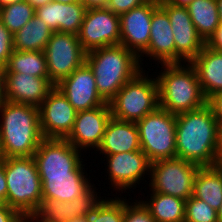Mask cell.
<instances>
[{
    "instance_id": "obj_48",
    "label": "cell",
    "mask_w": 222,
    "mask_h": 222,
    "mask_svg": "<svg viewBox=\"0 0 222 222\" xmlns=\"http://www.w3.org/2000/svg\"><path fill=\"white\" fill-rule=\"evenodd\" d=\"M26 222H46V221H39L33 215H29L26 217Z\"/></svg>"
},
{
    "instance_id": "obj_38",
    "label": "cell",
    "mask_w": 222,
    "mask_h": 222,
    "mask_svg": "<svg viewBox=\"0 0 222 222\" xmlns=\"http://www.w3.org/2000/svg\"><path fill=\"white\" fill-rule=\"evenodd\" d=\"M206 45L211 49L222 52V22L214 34L208 39Z\"/></svg>"
},
{
    "instance_id": "obj_43",
    "label": "cell",
    "mask_w": 222,
    "mask_h": 222,
    "mask_svg": "<svg viewBox=\"0 0 222 222\" xmlns=\"http://www.w3.org/2000/svg\"><path fill=\"white\" fill-rule=\"evenodd\" d=\"M194 0H168L167 2L176 7H187Z\"/></svg>"
},
{
    "instance_id": "obj_34",
    "label": "cell",
    "mask_w": 222,
    "mask_h": 222,
    "mask_svg": "<svg viewBox=\"0 0 222 222\" xmlns=\"http://www.w3.org/2000/svg\"><path fill=\"white\" fill-rule=\"evenodd\" d=\"M13 52V34L0 20V67L5 68Z\"/></svg>"
},
{
    "instance_id": "obj_7",
    "label": "cell",
    "mask_w": 222,
    "mask_h": 222,
    "mask_svg": "<svg viewBox=\"0 0 222 222\" xmlns=\"http://www.w3.org/2000/svg\"><path fill=\"white\" fill-rule=\"evenodd\" d=\"M136 125L141 150L151 163L176 158V115L158 107Z\"/></svg>"
},
{
    "instance_id": "obj_39",
    "label": "cell",
    "mask_w": 222,
    "mask_h": 222,
    "mask_svg": "<svg viewBox=\"0 0 222 222\" xmlns=\"http://www.w3.org/2000/svg\"><path fill=\"white\" fill-rule=\"evenodd\" d=\"M7 198V181L4 172V162L0 161V203L6 204Z\"/></svg>"
},
{
    "instance_id": "obj_49",
    "label": "cell",
    "mask_w": 222,
    "mask_h": 222,
    "mask_svg": "<svg viewBox=\"0 0 222 222\" xmlns=\"http://www.w3.org/2000/svg\"><path fill=\"white\" fill-rule=\"evenodd\" d=\"M53 2H58V3H75V2H80V0H52Z\"/></svg>"
},
{
    "instance_id": "obj_27",
    "label": "cell",
    "mask_w": 222,
    "mask_h": 222,
    "mask_svg": "<svg viewBox=\"0 0 222 222\" xmlns=\"http://www.w3.org/2000/svg\"><path fill=\"white\" fill-rule=\"evenodd\" d=\"M53 34L39 17H34L13 35V50L16 51H44Z\"/></svg>"
},
{
    "instance_id": "obj_2",
    "label": "cell",
    "mask_w": 222,
    "mask_h": 222,
    "mask_svg": "<svg viewBox=\"0 0 222 222\" xmlns=\"http://www.w3.org/2000/svg\"><path fill=\"white\" fill-rule=\"evenodd\" d=\"M43 139L39 107L10 101L0 104V145L3 158L34 156Z\"/></svg>"
},
{
    "instance_id": "obj_44",
    "label": "cell",
    "mask_w": 222,
    "mask_h": 222,
    "mask_svg": "<svg viewBox=\"0 0 222 222\" xmlns=\"http://www.w3.org/2000/svg\"><path fill=\"white\" fill-rule=\"evenodd\" d=\"M25 1H27L33 8L36 9L38 7L45 5V4H48L52 0H25Z\"/></svg>"
},
{
    "instance_id": "obj_5",
    "label": "cell",
    "mask_w": 222,
    "mask_h": 222,
    "mask_svg": "<svg viewBox=\"0 0 222 222\" xmlns=\"http://www.w3.org/2000/svg\"><path fill=\"white\" fill-rule=\"evenodd\" d=\"M7 181L6 204L24 218L32 215L42 201V186L33 156L3 158Z\"/></svg>"
},
{
    "instance_id": "obj_30",
    "label": "cell",
    "mask_w": 222,
    "mask_h": 222,
    "mask_svg": "<svg viewBox=\"0 0 222 222\" xmlns=\"http://www.w3.org/2000/svg\"><path fill=\"white\" fill-rule=\"evenodd\" d=\"M34 15L35 8L25 0L0 8V20L13 35L26 25Z\"/></svg>"
},
{
    "instance_id": "obj_37",
    "label": "cell",
    "mask_w": 222,
    "mask_h": 222,
    "mask_svg": "<svg viewBox=\"0 0 222 222\" xmlns=\"http://www.w3.org/2000/svg\"><path fill=\"white\" fill-rule=\"evenodd\" d=\"M207 103L211 106L219 126H222V91L211 96Z\"/></svg>"
},
{
    "instance_id": "obj_32",
    "label": "cell",
    "mask_w": 222,
    "mask_h": 222,
    "mask_svg": "<svg viewBox=\"0 0 222 222\" xmlns=\"http://www.w3.org/2000/svg\"><path fill=\"white\" fill-rule=\"evenodd\" d=\"M184 222H219L218 213L206 202L191 196L185 202Z\"/></svg>"
},
{
    "instance_id": "obj_23",
    "label": "cell",
    "mask_w": 222,
    "mask_h": 222,
    "mask_svg": "<svg viewBox=\"0 0 222 222\" xmlns=\"http://www.w3.org/2000/svg\"><path fill=\"white\" fill-rule=\"evenodd\" d=\"M42 186V198L59 201H72L85 193L93 184L88 174L39 175ZM90 179V180H89Z\"/></svg>"
},
{
    "instance_id": "obj_42",
    "label": "cell",
    "mask_w": 222,
    "mask_h": 222,
    "mask_svg": "<svg viewBox=\"0 0 222 222\" xmlns=\"http://www.w3.org/2000/svg\"><path fill=\"white\" fill-rule=\"evenodd\" d=\"M6 101L5 98V72L4 69L0 67V104Z\"/></svg>"
},
{
    "instance_id": "obj_47",
    "label": "cell",
    "mask_w": 222,
    "mask_h": 222,
    "mask_svg": "<svg viewBox=\"0 0 222 222\" xmlns=\"http://www.w3.org/2000/svg\"><path fill=\"white\" fill-rule=\"evenodd\" d=\"M67 222H88V216H84V217H79Z\"/></svg>"
},
{
    "instance_id": "obj_36",
    "label": "cell",
    "mask_w": 222,
    "mask_h": 222,
    "mask_svg": "<svg viewBox=\"0 0 222 222\" xmlns=\"http://www.w3.org/2000/svg\"><path fill=\"white\" fill-rule=\"evenodd\" d=\"M24 217L7 204L0 203V222H21Z\"/></svg>"
},
{
    "instance_id": "obj_35",
    "label": "cell",
    "mask_w": 222,
    "mask_h": 222,
    "mask_svg": "<svg viewBox=\"0 0 222 222\" xmlns=\"http://www.w3.org/2000/svg\"><path fill=\"white\" fill-rule=\"evenodd\" d=\"M149 0H109L107 9L112 13L121 15L130 11L133 8L141 6L148 2Z\"/></svg>"
},
{
    "instance_id": "obj_22",
    "label": "cell",
    "mask_w": 222,
    "mask_h": 222,
    "mask_svg": "<svg viewBox=\"0 0 222 222\" xmlns=\"http://www.w3.org/2000/svg\"><path fill=\"white\" fill-rule=\"evenodd\" d=\"M138 150L141 147L136 123L111 117L96 151L100 155H111Z\"/></svg>"
},
{
    "instance_id": "obj_25",
    "label": "cell",
    "mask_w": 222,
    "mask_h": 222,
    "mask_svg": "<svg viewBox=\"0 0 222 222\" xmlns=\"http://www.w3.org/2000/svg\"><path fill=\"white\" fill-rule=\"evenodd\" d=\"M192 196L218 211L222 203V167H200L195 176Z\"/></svg>"
},
{
    "instance_id": "obj_18",
    "label": "cell",
    "mask_w": 222,
    "mask_h": 222,
    "mask_svg": "<svg viewBox=\"0 0 222 222\" xmlns=\"http://www.w3.org/2000/svg\"><path fill=\"white\" fill-rule=\"evenodd\" d=\"M77 111H84L107 103L98 93L91 68L84 63L55 86Z\"/></svg>"
},
{
    "instance_id": "obj_40",
    "label": "cell",
    "mask_w": 222,
    "mask_h": 222,
    "mask_svg": "<svg viewBox=\"0 0 222 222\" xmlns=\"http://www.w3.org/2000/svg\"><path fill=\"white\" fill-rule=\"evenodd\" d=\"M86 9L106 8L109 0H80Z\"/></svg>"
},
{
    "instance_id": "obj_8",
    "label": "cell",
    "mask_w": 222,
    "mask_h": 222,
    "mask_svg": "<svg viewBox=\"0 0 222 222\" xmlns=\"http://www.w3.org/2000/svg\"><path fill=\"white\" fill-rule=\"evenodd\" d=\"M201 166L179 158L151 163L150 191L187 200L193 194L195 176Z\"/></svg>"
},
{
    "instance_id": "obj_11",
    "label": "cell",
    "mask_w": 222,
    "mask_h": 222,
    "mask_svg": "<svg viewBox=\"0 0 222 222\" xmlns=\"http://www.w3.org/2000/svg\"><path fill=\"white\" fill-rule=\"evenodd\" d=\"M102 157L103 161L106 160L102 163L107 164L105 172L108 173L111 189H114L116 194L117 191L119 193L121 191L122 194L123 191L129 193L127 191L136 189L137 185L139 186L140 182L145 180L146 175L150 178L151 162L142 150L102 155Z\"/></svg>"
},
{
    "instance_id": "obj_19",
    "label": "cell",
    "mask_w": 222,
    "mask_h": 222,
    "mask_svg": "<svg viewBox=\"0 0 222 222\" xmlns=\"http://www.w3.org/2000/svg\"><path fill=\"white\" fill-rule=\"evenodd\" d=\"M145 55V56H144ZM157 61L159 64L175 63V43L172 27L167 12L159 5L151 17L150 41L148 48L139 56L143 66L144 58Z\"/></svg>"
},
{
    "instance_id": "obj_52",
    "label": "cell",
    "mask_w": 222,
    "mask_h": 222,
    "mask_svg": "<svg viewBox=\"0 0 222 222\" xmlns=\"http://www.w3.org/2000/svg\"><path fill=\"white\" fill-rule=\"evenodd\" d=\"M154 2H157V3H161V2H164V1H168V0H153Z\"/></svg>"
},
{
    "instance_id": "obj_46",
    "label": "cell",
    "mask_w": 222,
    "mask_h": 222,
    "mask_svg": "<svg viewBox=\"0 0 222 222\" xmlns=\"http://www.w3.org/2000/svg\"><path fill=\"white\" fill-rule=\"evenodd\" d=\"M220 22H222V0H216Z\"/></svg>"
},
{
    "instance_id": "obj_31",
    "label": "cell",
    "mask_w": 222,
    "mask_h": 222,
    "mask_svg": "<svg viewBox=\"0 0 222 222\" xmlns=\"http://www.w3.org/2000/svg\"><path fill=\"white\" fill-rule=\"evenodd\" d=\"M125 197L103 198L88 215V222H123Z\"/></svg>"
},
{
    "instance_id": "obj_4",
    "label": "cell",
    "mask_w": 222,
    "mask_h": 222,
    "mask_svg": "<svg viewBox=\"0 0 222 222\" xmlns=\"http://www.w3.org/2000/svg\"><path fill=\"white\" fill-rule=\"evenodd\" d=\"M85 63L93 72L99 95L107 103L144 69L139 57L121 44L86 52Z\"/></svg>"
},
{
    "instance_id": "obj_51",
    "label": "cell",
    "mask_w": 222,
    "mask_h": 222,
    "mask_svg": "<svg viewBox=\"0 0 222 222\" xmlns=\"http://www.w3.org/2000/svg\"><path fill=\"white\" fill-rule=\"evenodd\" d=\"M3 159V154H2V151H1V145H0V161Z\"/></svg>"
},
{
    "instance_id": "obj_41",
    "label": "cell",
    "mask_w": 222,
    "mask_h": 222,
    "mask_svg": "<svg viewBox=\"0 0 222 222\" xmlns=\"http://www.w3.org/2000/svg\"><path fill=\"white\" fill-rule=\"evenodd\" d=\"M216 165L222 167V126L219 127V138H218Z\"/></svg>"
},
{
    "instance_id": "obj_12",
    "label": "cell",
    "mask_w": 222,
    "mask_h": 222,
    "mask_svg": "<svg viewBox=\"0 0 222 222\" xmlns=\"http://www.w3.org/2000/svg\"><path fill=\"white\" fill-rule=\"evenodd\" d=\"M78 39L86 52L120 44V16L107 8L87 9Z\"/></svg>"
},
{
    "instance_id": "obj_3",
    "label": "cell",
    "mask_w": 222,
    "mask_h": 222,
    "mask_svg": "<svg viewBox=\"0 0 222 222\" xmlns=\"http://www.w3.org/2000/svg\"><path fill=\"white\" fill-rule=\"evenodd\" d=\"M161 66L160 69H163L155 74L160 108L178 115L198 109L207 103L196 69L190 62Z\"/></svg>"
},
{
    "instance_id": "obj_33",
    "label": "cell",
    "mask_w": 222,
    "mask_h": 222,
    "mask_svg": "<svg viewBox=\"0 0 222 222\" xmlns=\"http://www.w3.org/2000/svg\"><path fill=\"white\" fill-rule=\"evenodd\" d=\"M128 200L125 195L123 222H156L141 200L135 199L133 202Z\"/></svg>"
},
{
    "instance_id": "obj_24",
    "label": "cell",
    "mask_w": 222,
    "mask_h": 222,
    "mask_svg": "<svg viewBox=\"0 0 222 222\" xmlns=\"http://www.w3.org/2000/svg\"><path fill=\"white\" fill-rule=\"evenodd\" d=\"M196 69L204 96L208 100L222 91V52L209 48L202 51L190 62Z\"/></svg>"
},
{
    "instance_id": "obj_10",
    "label": "cell",
    "mask_w": 222,
    "mask_h": 222,
    "mask_svg": "<svg viewBox=\"0 0 222 222\" xmlns=\"http://www.w3.org/2000/svg\"><path fill=\"white\" fill-rule=\"evenodd\" d=\"M84 156V152L75 148L66 139L44 138L33 157L39 175H58L88 174L85 170L88 168H85V163L83 164Z\"/></svg>"
},
{
    "instance_id": "obj_1",
    "label": "cell",
    "mask_w": 222,
    "mask_h": 222,
    "mask_svg": "<svg viewBox=\"0 0 222 222\" xmlns=\"http://www.w3.org/2000/svg\"><path fill=\"white\" fill-rule=\"evenodd\" d=\"M219 127L208 103L176 115V157L201 167L215 166Z\"/></svg>"
},
{
    "instance_id": "obj_50",
    "label": "cell",
    "mask_w": 222,
    "mask_h": 222,
    "mask_svg": "<svg viewBox=\"0 0 222 222\" xmlns=\"http://www.w3.org/2000/svg\"><path fill=\"white\" fill-rule=\"evenodd\" d=\"M217 213H218V221L222 222V203H221L220 209L217 211Z\"/></svg>"
},
{
    "instance_id": "obj_28",
    "label": "cell",
    "mask_w": 222,
    "mask_h": 222,
    "mask_svg": "<svg viewBox=\"0 0 222 222\" xmlns=\"http://www.w3.org/2000/svg\"><path fill=\"white\" fill-rule=\"evenodd\" d=\"M187 9L197 33L206 43L221 23L216 0H194Z\"/></svg>"
},
{
    "instance_id": "obj_21",
    "label": "cell",
    "mask_w": 222,
    "mask_h": 222,
    "mask_svg": "<svg viewBox=\"0 0 222 222\" xmlns=\"http://www.w3.org/2000/svg\"><path fill=\"white\" fill-rule=\"evenodd\" d=\"M86 7L81 2H49L35 9L39 17L53 32L78 34L83 22Z\"/></svg>"
},
{
    "instance_id": "obj_45",
    "label": "cell",
    "mask_w": 222,
    "mask_h": 222,
    "mask_svg": "<svg viewBox=\"0 0 222 222\" xmlns=\"http://www.w3.org/2000/svg\"><path fill=\"white\" fill-rule=\"evenodd\" d=\"M24 0H0V8Z\"/></svg>"
},
{
    "instance_id": "obj_29",
    "label": "cell",
    "mask_w": 222,
    "mask_h": 222,
    "mask_svg": "<svg viewBox=\"0 0 222 222\" xmlns=\"http://www.w3.org/2000/svg\"><path fill=\"white\" fill-rule=\"evenodd\" d=\"M4 72L27 73L35 77H48L45 52L13 50Z\"/></svg>"
},
{
    "instance_id": "obj_9",
    "label": "cell",
    "mask_w": 222,
    "mask_h": 222,
    "mask_svg": "<svg viewBox=\"0 0 222 222\" xmlns=\"http://www.w3.org/2000/svg\"><path fill=\"white\" fill-rule=\"evenodd\" d=\"M45 56L50 82L56 86L86 60V51L77 34L53 32L46 47Z\"/></svg>"
},
{
    "instance_id": "obj_16",
    "label": "cell",
    "mask_w": 222,
    "mask_h": 222,
    "mask_svg": "<svg viewBox=\"0 0 222 222\" xmlns=\"http://www.w3.org/2000/svg\"><path fill=\"white\" fill-rule=\"evenodd\" d=\"M93 185L78 198L64 202L53 198H42L37 209L32 214L39 221L67 222L79 217L88 216L104 198L98 195Z\"/></svg>"
},
{
    "instance_id": "obj_26",
    "label": "cell",
    "mask_w": 222,
    "mask_h": 222,
    "mask_svg": "<svg viewBox=\"0 0 222 222\" xmlns=\"http://www.w3.org/2000/svg\"><path fill=\"white\" fill-rule=\"evenodd\" d=\"M148 193H150V199L148 194V198L141 201L156 222H184L186 200L158 192Z\"/></svg>"
},
{
    "instance_id": "obj_13",
    "label": "cell",
    "mask_w": 222,
    "mask_h": 222,
    "mask_svg": "<svg viewBox=\"0 0 222 222\" xmlns=\"http://www.w3.org/2000/svg\"><path fill=\"white\" fill-rule=\"evenodd\" d=\"M77 111L54 87L39 106L40 127L45 139H66L71 133Z\"/></svg>"
},
{
    "instance_id": "obj_6",
    "label": "cell",
    "mask_w": 222,
    "mask_h": 222,
    "mask_svg": "<svg viewBox=\"0 0 222 222\" xmlns=\"http://www.w3.org/2000/svg\"><path fill=\"white\" fill-rule=\"evenodd\" d=\"M146 71H140L108 102L113 118L136 123L159 107L157 79Z\"/></svg>"
},
{
    "instance_id": "obj_20",
    "label": "cell",
    "mask_w": 222,
    "mask_h": 222,
    "mask_svg": "<svg viewBox=\"0 0 222 222\" xmlns=\"http://www.w3.org/2000/svg\"><path fill=\"white\" fill-rule=\"evenodd\" d=\"M54 87L49 77H35L27 73H5L6 101L39 107Z\"/></svg>"
},
{
    "instance_id": "obj_15",
    "label": "cell",
    "mask_w": 222,
    "mask_h": 222,
    "mask_svg": "<svg viewBox=\"0 0 222 222\" xmlns=\"http://www.w3.org/2000/svg\"><path fill=\"white\" fill-rule=\"evenodd\" d=\"M111 117L109 103L77 112L73 129L66 140L78 150L82 152L84 150L85 154L87 150H89V154L90 150H94L91 153L96 154Z\"/></svg>"
},
{
    "instance_id": "obj_17",
    "label": "cell",
    "mask_w": 222,
    "mask_h": 222,
    "mask_svg": "<svg viewBox=\"0 0 222 222\" xmlns=\"http://www.w3.org/2000/svg\"><path fill=\"white\" fill-rule=\"evenodd\" d=\"M158 6L159 3L149 0L120 15V44L138 57L148 48L151 17Z\"/></svg>"
},
{
    "instance_id": "obj_14",
    "label": "cell",
    "mask_w": 222,
    "mask_h": 222,
    "mask_svg": "<svg viewBox=\"0 0 222 222\" xmlns=\"http://www.w3.org/2000/svg\"><path fill=\"white\" fill-rule=\"evenodd\" d=\"M167 12L175 43V63L191 62L205 46L197 33L187 7H176L167 1L159 3Z\"/></svg>"
}]
</instances>
